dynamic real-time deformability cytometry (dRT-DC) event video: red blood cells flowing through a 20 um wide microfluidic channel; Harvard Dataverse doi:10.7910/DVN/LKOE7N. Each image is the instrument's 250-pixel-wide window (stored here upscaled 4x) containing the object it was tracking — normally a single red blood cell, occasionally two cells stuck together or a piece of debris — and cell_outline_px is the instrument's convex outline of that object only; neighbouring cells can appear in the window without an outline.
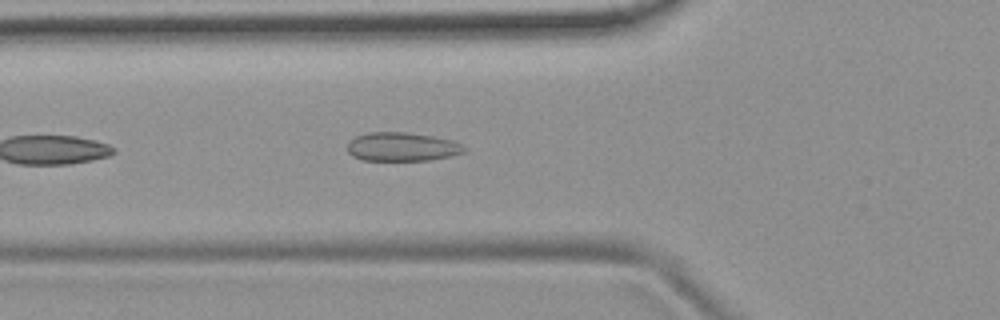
{"species": "common noctule bat (a hibernating species)", "species_latin": "Nyctalus noctula", "temperature_condition": "room temperature", "stored_images_in_passage": 8, "camera_frame_rate_fps": 3000, "um_per_image_px": 0.085, "animal": {"sex": "female", "body_mass_g": 19.9}, "frame": {"image": 1, "passage_image": 5, "time_ms": 1.333, "image_size_px": [1000, 320], "cell_outline_px": [[468, 148], [464, 152], [448, 156], [428, 160], [360, 160], [352, 156], [348, 152], [348, 144], [356, 136], [368, 132], [404, 132], [432, 136], [452, 140]], "centroid_in_image_um": [34.16, 12.48], "position_along_channel_um": 91.6, "area_um2": 19.42}}